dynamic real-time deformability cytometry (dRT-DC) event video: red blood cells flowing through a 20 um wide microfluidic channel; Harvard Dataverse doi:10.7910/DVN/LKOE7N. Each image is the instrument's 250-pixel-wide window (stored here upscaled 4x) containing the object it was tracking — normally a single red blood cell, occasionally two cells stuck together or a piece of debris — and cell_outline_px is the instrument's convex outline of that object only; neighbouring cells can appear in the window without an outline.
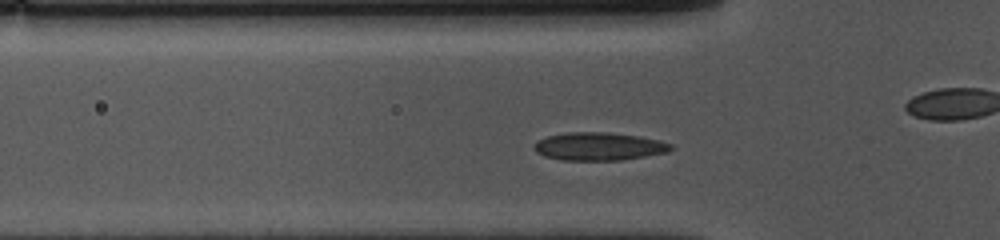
{"species": "common noctule bat (a hibernating species)", "species_latin": "Nyctalus noctula", "temperature_condition": "cold", "stored_images_in_passage": 40, "camera_frame_rate_fps": 3000, "um_per_image_px": 0.085, "animal": {"sex": "female", "body_mass_g": 10.0, "forearm_length_mm": 53.1}, "frame": {"image": 1, "passage_image": 12, "time_ms": 3.667, "image_size_px": [1000, 240], "cell_outline_px": [[672, 148], [668, 152], [624, 160], [560, 160], [544, 156], [536, 152], [536, 140], [548, 136], [568, 132], [608, 132], [640, 136], [660, 140], [672, 144]], "centroid_in_image_um": [50.93, 12.44], "position_along_channel_um": 74.9, "area_um2": 22.37}}
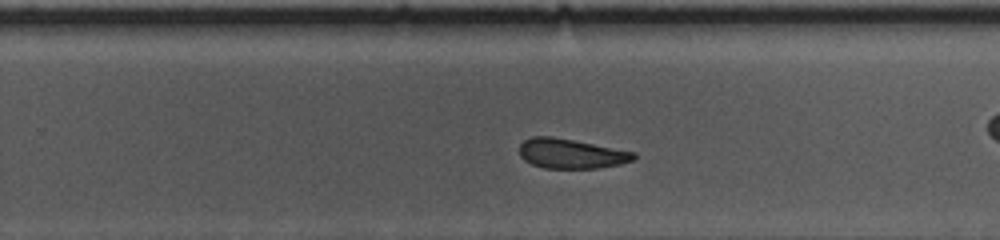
{"frame": {"image": 2, "passage_image": 29, "time_ms": 9.333, "image_size_px": [1000, 240], "cell_outline_px": [[636, 160], [620, 164], [596, 168], [544, 168], [532, 164], [524, 160], [520, 156], [520, 144], [524, 140], [532, 136], [552, 136], [636, 152]], "centroid_in_image_um": [48.55, 13.06], "position_along_channel_um": 281.3, "area_um2": 19.83}, "authors_computed_cell_mechanics": {"area_um2": 21.0103, "velocity_mm_per_s": 3.6364, "shape_relaxation_time_tau1_ms": 7.3969, "shape_relaxation_time_tau2_ms": 8.0258, "deformation_change_tau1": 0.1128, "deformation_change_tau2": 0.1308}}